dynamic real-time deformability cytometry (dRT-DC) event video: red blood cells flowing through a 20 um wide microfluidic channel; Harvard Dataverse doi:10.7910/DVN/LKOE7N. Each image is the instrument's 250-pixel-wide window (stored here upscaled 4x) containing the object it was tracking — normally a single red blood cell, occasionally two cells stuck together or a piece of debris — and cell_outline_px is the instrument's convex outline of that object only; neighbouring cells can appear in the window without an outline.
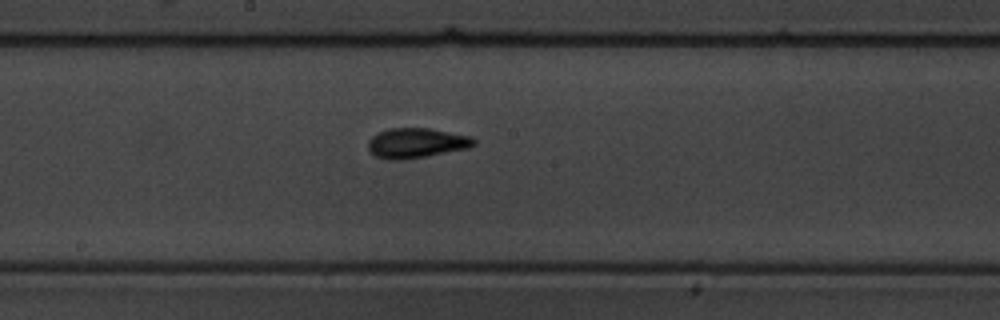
{"species": "common noctule bat (a hibernating species)", "species_latin": "Nyctalus noctula", "temperature_condition": "warm", "stored_images_in_passage": 8, "camera_frame_rate_fps": 3000, "um_per_image_px": 0.085, "animal": {"sex": "male", "body_mass_g": 19.5, "forearm_length_mm": 54.6}, "frame": {"image": 1, "passage_image": 8, "time_ms": 9.667, "image_size_px": [1000, 320], "cell_outline_px": [[476, 144], [468, 148], [424, 156], [400, 160], [388, 160], [376, 156], [368, 148], [368, 140], [372, 136], [388, 128], [428, 128], [472, 136], [476, 140]], "centroid_in_image_um": [35.39, 12.14], "position_along_channel_um": 212.8, "area_um2": 18.32}}